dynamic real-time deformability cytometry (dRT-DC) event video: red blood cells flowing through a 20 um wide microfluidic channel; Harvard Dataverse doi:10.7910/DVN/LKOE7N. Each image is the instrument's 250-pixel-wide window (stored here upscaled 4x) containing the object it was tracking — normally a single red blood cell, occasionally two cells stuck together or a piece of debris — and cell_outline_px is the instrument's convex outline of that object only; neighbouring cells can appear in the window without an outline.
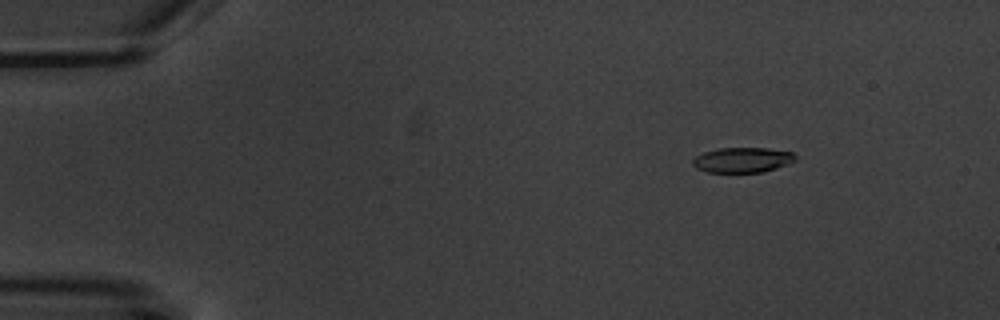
{"species": "common noctule bat (a hibernating species)", "species_latin": "Nyctalus noctula", "temperature_condition": "warm", "stored_images_in_passage": 5, "camera_frame_rate_fps": 3000, "um_per_image_px": 0.085, "animal": {"sex": "male", "body_mass_g": 20.1, "forearm_length_mm": 53.5}, "frame": {"image": 1, "passage_image": 2, "time_ms": 1.333, "image_size_px": [1000, 320], "cell_outline_px": [[796, 160], [776, 168], [764, 172], [708, 172], [696, 168], [692, 164], [692, 160], [696, 156], [704, 152], [720, 148], [768, 148], [792, 152], [796, 156]], "centroid_in_image_um": [63.11, 13.59], "position_along_channel_um": 21.9, "area_um2": 14.97}}